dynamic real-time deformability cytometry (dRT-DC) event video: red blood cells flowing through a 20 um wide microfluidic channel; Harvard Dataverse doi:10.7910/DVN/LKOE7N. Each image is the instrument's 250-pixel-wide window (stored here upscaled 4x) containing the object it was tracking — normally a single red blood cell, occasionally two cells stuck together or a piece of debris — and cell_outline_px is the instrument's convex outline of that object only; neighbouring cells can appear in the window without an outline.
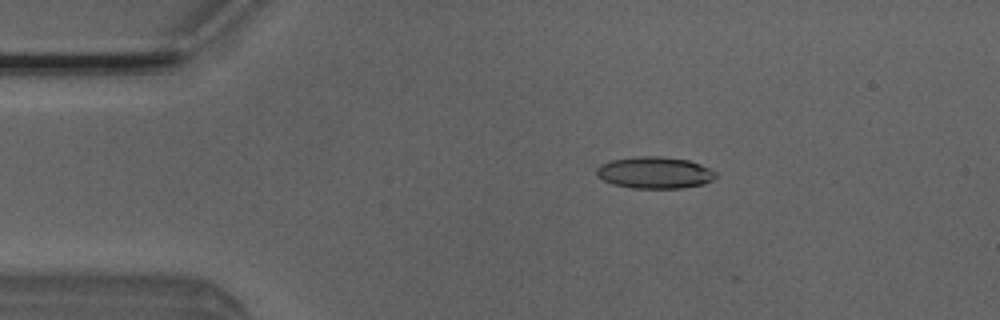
{"species": "Egyptian fruit bat (a non-hibernating species)", "species_latin": "Rousettus aegyptiacus", "temperature_condition": "room temperature", "stored_images_in_passage": 50, "camera_frame_rate_fps": 3000, "um_per_image_px": 0.085, "animal": {"sex": "male"}, "frame": {"image": 1, "passage_image": 9, "time_ms": 2.667, "image_size_px": [1000, 320], "cell_outline_px": [[716, 176], [712, 180], [704, 184], [680, 188], [632, 188], [612, 184], [596, 176], [596, 168], [600, 164], [612, 160], [636, 156], [660, 156], [688, 160], [700, 164], [716, 172]], "centroid_in_image_um": [55.62, 14.67], "position_along_channel_um": 29.4, "area_um2": 22.08}}
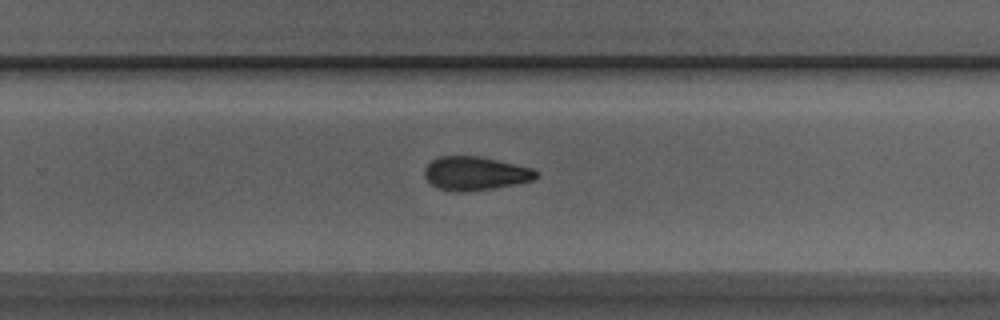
{"frame": {"image": 2, "passage_image": 32, "time_ms": 10.333, "image_size_px": [1000, 320], "cell_outline_px": [[536, 176], [532, 180], [492, 188], [464, 192], [452, 192], [436, 188], [424, 176], [424, 168], [436, 156], [480, 156], [532, 168], [536, 172]], "centroid_in_image_um": [40.31, 14.73], "position_along_channel_um": 289.5, "area_um2": 21.73}}
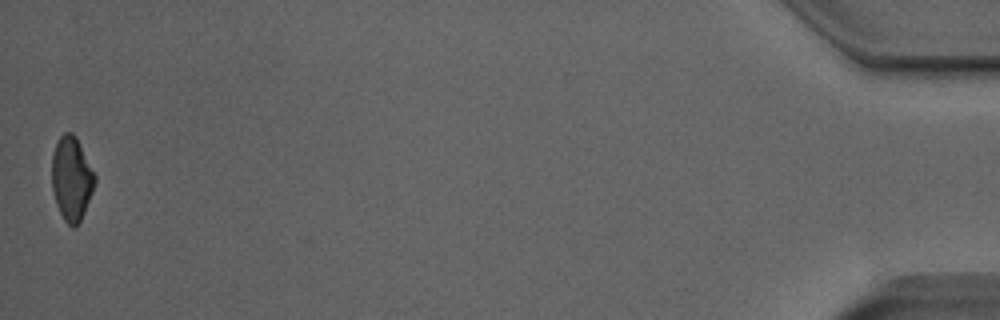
{"frame": {"image": 3, "passage_image": 50, "time_ms": 16.333, "image_size_px": [1000, 320], "cell_outline_px": [[96, 180], [92, 192], [84, 212], [76, 228], [72, 228], [64, 220], [56, 204], [52, 188], [52, 156], [56, 144], [60, 136], [64, 132], [72, 132], [76, 136], [96, 176]], "centroid_in_image_um": [6.08, 15.18], "position_along_channel_um": 429.1, "area_um2": 20.92}, "authors_computed_cell_mechanics": {"area_um2": 21.964, "velocity_mm_per_s": 4.0361, "shape_relaxation_time_tau1_ms": null, "shape_relaxation_time_tau2_ms": 5.5824, "deformation_change_tau1": null, "deformation_change_tau2": 0.1411}}